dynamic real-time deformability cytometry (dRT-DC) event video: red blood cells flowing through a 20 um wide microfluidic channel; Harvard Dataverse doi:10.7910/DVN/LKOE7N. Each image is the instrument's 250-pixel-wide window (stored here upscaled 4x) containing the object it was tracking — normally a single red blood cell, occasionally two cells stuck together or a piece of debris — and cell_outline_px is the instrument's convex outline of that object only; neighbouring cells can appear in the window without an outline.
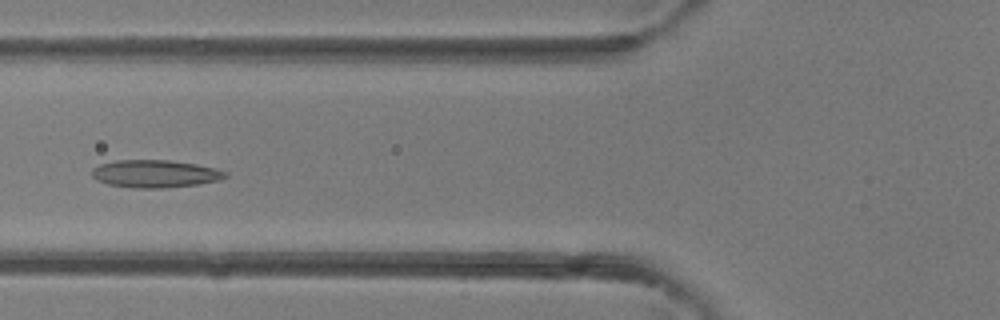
{"species": "common noctule bat (a hibernating species)", "species_latin": "Nyctalus noctula", "temperature_condition": "room temperature", "stored_images_in_passage": 31, "camera_frame_rate_fps": 3000, "um_per_image_px": 0.085, "animal": {"sex": "female"}, "frame": {"image": 1, "passage_image": 6, "time_ms": 1.667, "image_size_px": [1000, 320], "cell_outline_px": [[228, 176], [220, 180], [196, 184], [164, 188], [132, 188], [108, 184], [96, 180], [92, 176], [92, 168], [100, 164], [116, 160], [168, 160], [196, 164], [216, 168], [228, 172]], "centroid_in_image_um": [13.18, 14.77], "position_along_channel_um": 112.6, "area_um2": 21.56}}
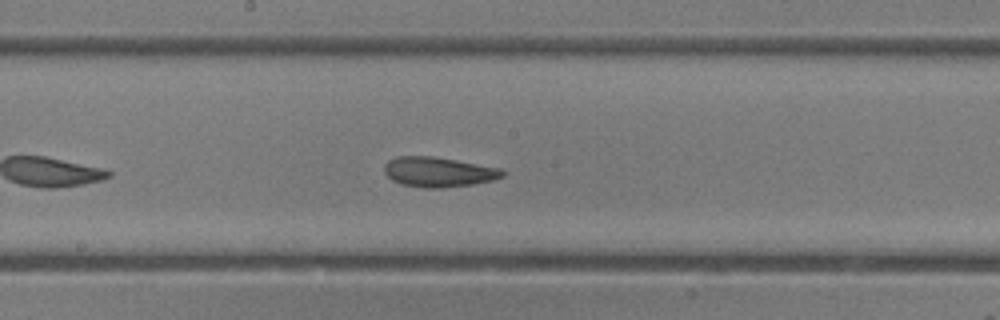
{"frame": {"image": 2, "passage_image": 12, "time_ms": 3.667, "image_size_px": [1000, 320], "cell_outline_px": [[504, 176], [492, 180], [472, 184], [444, 188], [424, 188], [400, 184], [392, 180], [384, 172], [384, 164], [388, 160], [396, 156], [432, 156], [456, 160], [500, 168], [504, 172]], "centroid_in_image_um": [37.23, 14.62], "position_along_channel_um": 211.0, "area_um2": 20.63}}
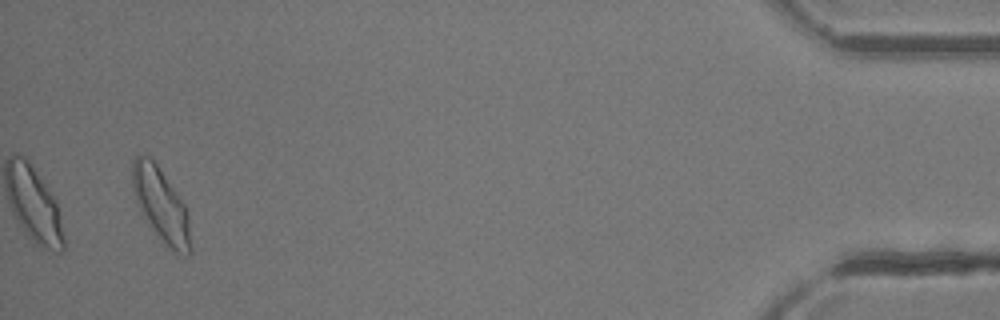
{"frame": {"image": 3, "passage_image": 30, "time_ms": 9.667, "image_size_px": [1000, 320], "cell_outline_px": [[192, 252], [188, 256], [176, 252], [156, 232], [144, 216], [136, 200], [132, 184], [132, 160], [136, 156], [148, 156], [156, 164], [176, 192], [184, 204], [188, 216], [192, 248]], "centroid_in_image_um": [13.7, 17.4], "position_along_channel_um": 421.5, "area_um2": 24.04}}